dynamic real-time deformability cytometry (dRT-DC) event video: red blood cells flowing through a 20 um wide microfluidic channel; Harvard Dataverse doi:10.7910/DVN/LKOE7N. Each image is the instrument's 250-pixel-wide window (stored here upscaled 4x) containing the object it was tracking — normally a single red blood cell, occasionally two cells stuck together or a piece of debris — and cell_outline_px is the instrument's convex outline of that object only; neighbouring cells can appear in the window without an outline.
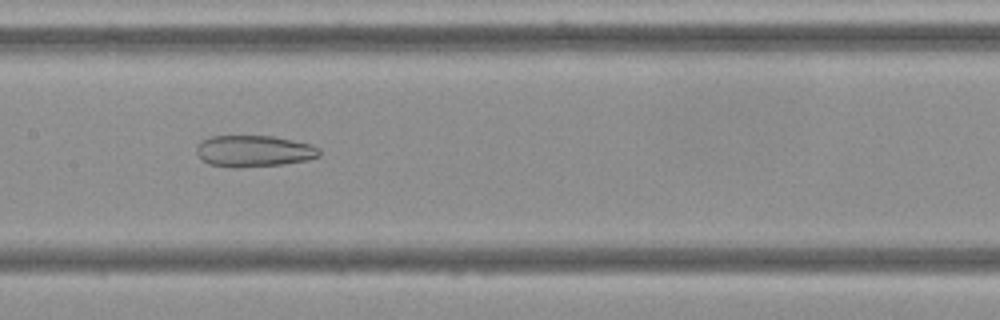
{"species": "Egyptian fruit bat (a non-hibernating species)", "species_latin": "Rousettus aegyptiacus", "temperature_condition": "cold", "stored_images_in_passage": 47, "camera_frame_rate_fps": 3000, "um_per_image_px": 0.085, "frame": {"image": 1, "passage_image": 19, "time_ms": 6.0, "image_size_px": [1000, 320], "cell_outline_px": [[320, 156], [308, 160], [284, 164], [240, 168], [232, 168], [208, 164], [196, 152], [196, 148], [200, 140], [212, 136], [276, 136], [312, 144], [320, 148]], "centroid_in_image_um": [21.61, 12.84], "position_along_channel_um": 185.8, "area_um2": 22.89}}
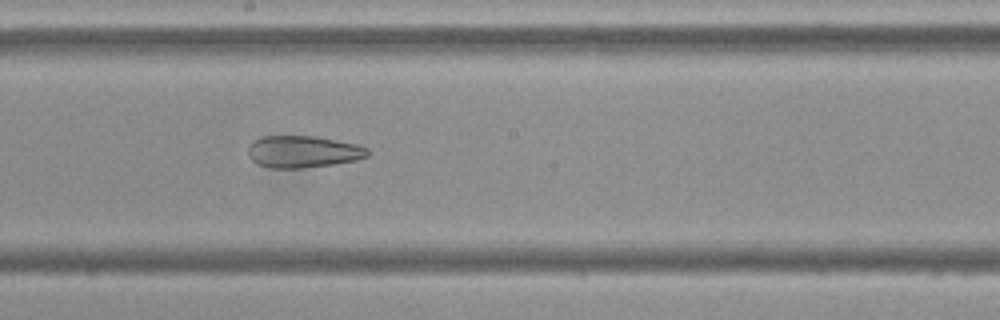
{"frame": {"image": 2, "passage_image": 22, "time_ms": 7.0, "image_size_px": [1000, 320], "cell_outline_px": [[368, 156], [356, 160], [332, 164], [300, 168], [268, 168], [252, 160], [248, 156], [248, 148], [256, 140], [264, 136], [316, 136], [356, 144], [368, 148]], "centroid_in_image_um": [25.77, 12.89], "position_along_channel_um": 222.4, "area_um2": 22.02}}
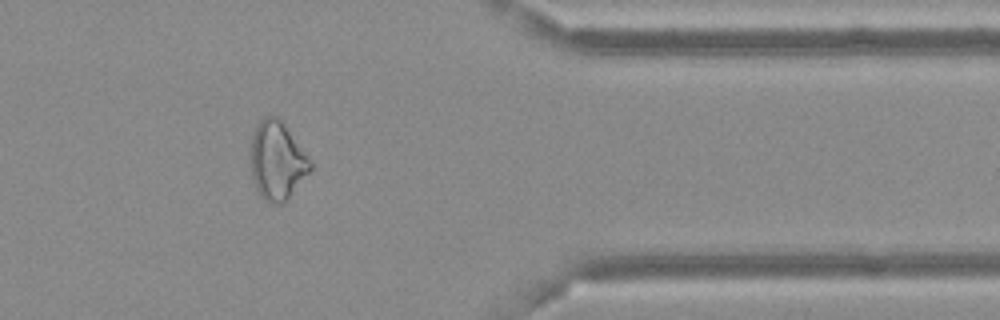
{"frame": {"image": 3, "passage_image": 37, "time_ms": 12.0, "image_size_px": [1000, 320], "cell_outline_px": [[312, 168], [288, 200], [280, 204], [268, 204], [260, 196], [256, 188], [252, 176], [252, 136], [256, 124], [264, 116], [276, 116], [284, 124], [312, 160]], "centroid_in_image_um": [23.57, 13.68], "position_along_channel_um": 387.8, "area_um2": 27.22}, "authors_computed_cell_mechanics": {"area_um2": 27.5128, "velocity_mm_per_s": 3.6762, "shape_relaxation_time_tau1_ms": null, "shape_relaxation_time_tau2_ms": 4.3299, "deformation_change_tau1": null, "deformation_change_tau2": 0.1434}}